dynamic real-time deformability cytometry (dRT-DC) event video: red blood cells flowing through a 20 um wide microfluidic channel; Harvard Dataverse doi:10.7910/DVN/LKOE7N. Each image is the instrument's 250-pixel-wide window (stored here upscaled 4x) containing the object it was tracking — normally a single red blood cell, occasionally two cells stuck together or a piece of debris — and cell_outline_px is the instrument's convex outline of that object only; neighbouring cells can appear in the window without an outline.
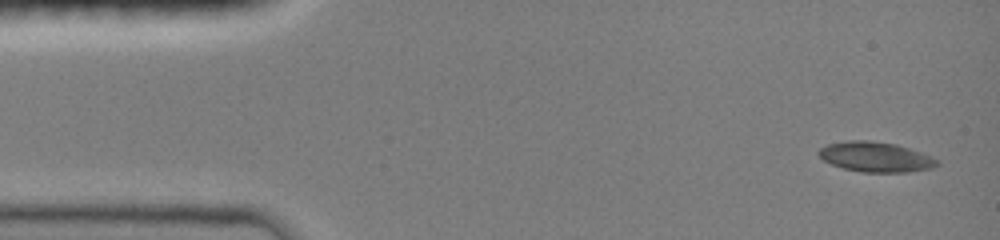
{"species": "common noctule bat (a hibernating species)", "species_latin": "Nyctalus noctula", "temperature_condition": "room temperature", "stored_images_in_passage": 46, "camera_frame_rate_fps": 3000, "um_per_image_px": 0.085, "animal": {"sex": "female", "body_mass_g": 19.0, "forearm_length_mm": 51.5}, "frame": {"image": 1, "passage_image": 1, "time_ms": 0.0, "image_size_px": [1000, 240], "cell_outline_px": [[940, 164], [932, 168], [908, 172], [860, 172], [844, 168], [832, 164], [824, 160], [816, 152], [820, 148], [828, 144], [848, 140], [868, 140], [896, 144], [920, 152], [936, 160]], "centroid_in_image_um": [74.4, 13.34], "position_along_channel_um": 10.6, "area_um2": 20.52}}
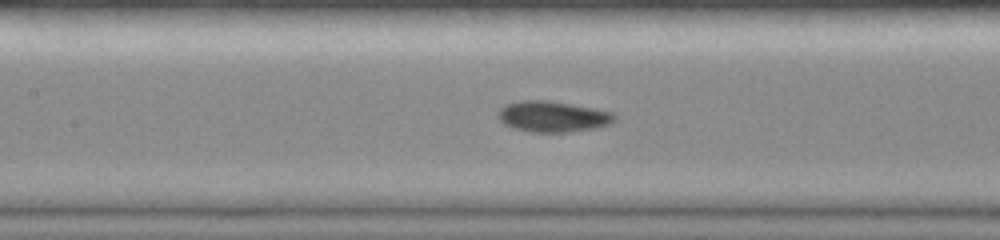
{"frame": {"image": 2, "passage_image": 20, "time_ms": 6.333, "image_size_px": [1000, 240], "cell_outline_px": [[616, 120], [608, 124], [596, 128], [572, 132], [532, 132], [512, 128], [504, 124], [496, 116], [496, 112], [504, 104], [524, 100], [548, 100], [616, 112]], "centroid_in_image_um": [46.97, 9.91], "position_along_channel_um": 160.4, "area_um2": 21.27}}
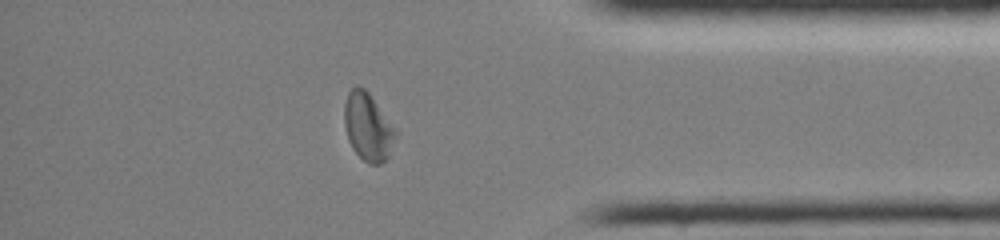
{"frame": {"image": 3, "passage_image": 39, "time_ms": 12.667, "image_size_px": [1000, 240], "cell_outline_px": [[396, 136], [388, 156], [380, 164], [368, 164], [352, 148], [348, 140], [344, 124], [344, 104], [348, 92], [356, 84], [364, 88], [368, 92], [396, 128]], "centroid_in_image_um": [31.26, 10.76], "position_along_channel_um": 403.9, "area_um2": 20.17}, "authors_computed_cell_mechanics": {"area_um2": 20.0566, "velocity_mm_per_s": 4.0218, "shape_relaxation_time_tau1_ms": 5.5016, "shape_relaxation_time_tau2_ms": 2.3547, "deformation_change_tau1": 0.1604, "deformation_change_tau2": 0.0632}}